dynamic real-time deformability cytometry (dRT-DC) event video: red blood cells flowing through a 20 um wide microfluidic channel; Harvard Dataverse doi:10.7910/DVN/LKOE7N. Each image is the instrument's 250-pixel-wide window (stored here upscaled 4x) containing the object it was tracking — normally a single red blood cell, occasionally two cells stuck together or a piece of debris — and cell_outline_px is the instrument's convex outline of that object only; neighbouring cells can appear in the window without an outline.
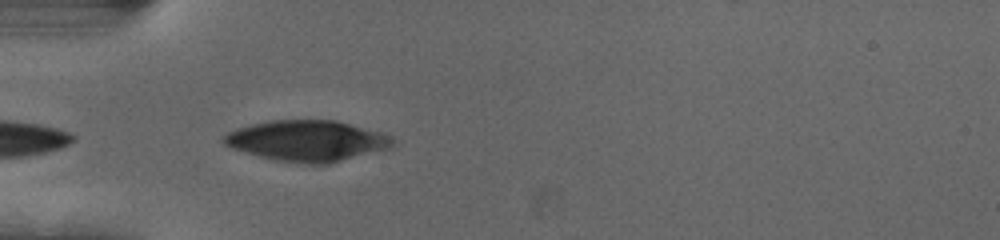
{"species": "human", "species_latin": "Homo sapiens", "temperature_condition": "cold", "stored_images_in_passage": 6, "camera_frame_rate_fps": 3000, "um_per_image_px": 0.085, "donor": {"sex": "female"}, "frame": {"image": 1, "passage_image": 2, "time_ms": 0.333, "image_size_px": [1000, 240], "cell_outline_px": [[396, 144], [388, 148], [328, 164], [312, 164], [276, 160], [260, 156], [232, 148], [224, 144], [220, 140], [220, 136], [228, 132], [252, 124], [268, 120], [336, 120], [380, 132], [392, 136]], "centroid_in_image_um": [26.09, 11.96], "position_along_channel_um": 58.9, "area_um2": 40.0}}
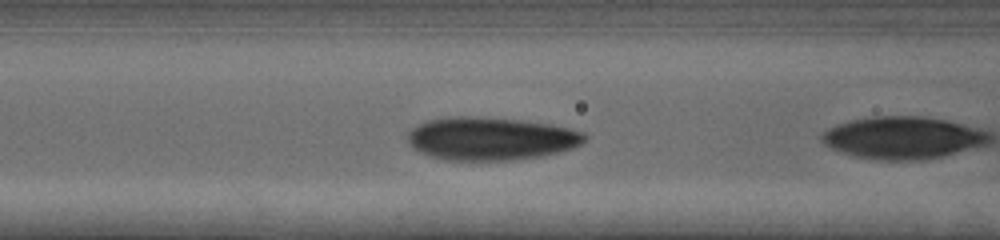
{"frame": {"image": 2, "passage_image": 5, "time_ms": 1.333, "image_size_px": [1000, 240], "cell_outline_px": [[588, 136], [580, 144], [572, 148], [540, 156], [512, 160], [444, 160], [428, 156], [412, 148], [408, 144], [408, 132], [412, 128], [428, 120], [452, 116], [468, 116], [520, 120], [548, 124], [568, 128], [584, 132]], "centroid_in_image_um": [41.67, 11.79], "position_along_channel_um": 124.9, "area_um2": 44.22}}